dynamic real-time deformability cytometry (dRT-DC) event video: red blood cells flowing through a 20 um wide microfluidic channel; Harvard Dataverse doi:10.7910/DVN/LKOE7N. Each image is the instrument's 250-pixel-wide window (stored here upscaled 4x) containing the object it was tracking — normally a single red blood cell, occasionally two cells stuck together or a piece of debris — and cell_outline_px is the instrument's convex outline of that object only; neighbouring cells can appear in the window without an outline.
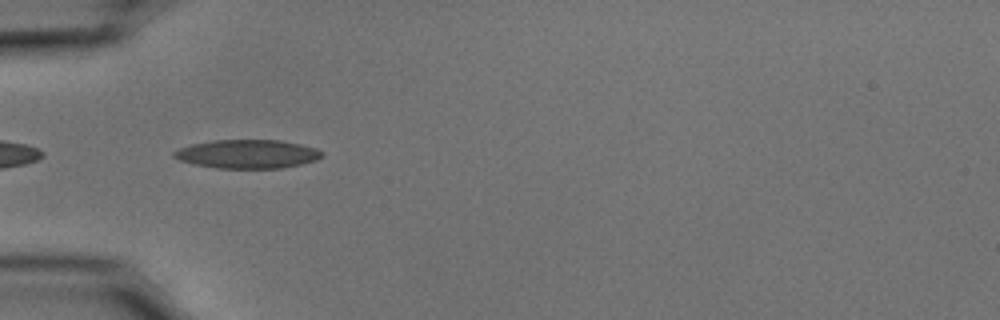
{"species": "common noctule bat (a hibernating species)", "species_latin": "Nyctalus noctula", "temperature_condition": "cold", "stored_images_in_passage": 5, "camera_frame_rate_fps": 3000, "um_per_image_px": 0.085, "animal": {"sex": "male", "body_mass_g": 15.6}, "frame": {"image": 1, "passage_image": 2, "time_ms": 0.333, "image_size_px": [1000, 320], "cell_outline_px": [[324, 156], [316, 160], [300, 164], [280, 168], [216, 168], [196, 164], [180, 160], [172, 156], [172, 152], [180, 148], [192, 144], [212, 140], [280, 140], [300, 144], [316, 148], [324, 152]], "centroid_in_image_um": [21.05, 13.08], "position_along_channel_um": 63.9, "area_um2": 24.68}}